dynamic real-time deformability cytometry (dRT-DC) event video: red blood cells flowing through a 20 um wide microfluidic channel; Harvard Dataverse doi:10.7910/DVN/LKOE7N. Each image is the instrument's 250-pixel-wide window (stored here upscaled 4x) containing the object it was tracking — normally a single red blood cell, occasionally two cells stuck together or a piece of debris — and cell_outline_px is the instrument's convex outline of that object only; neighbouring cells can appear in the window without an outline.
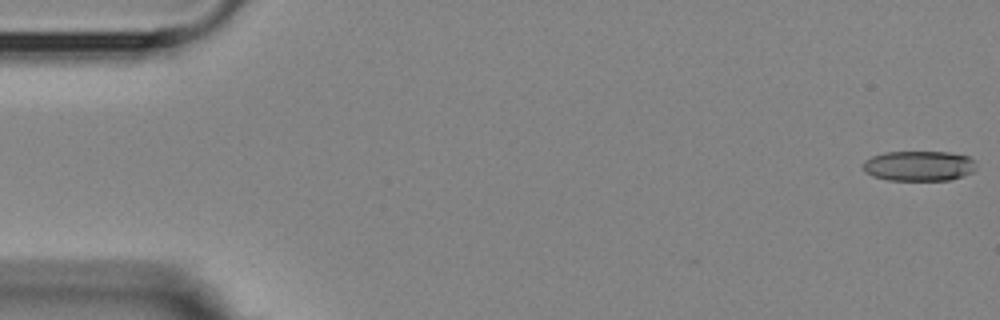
{"species": "Egyptian fruit bat (a non-hibernating species)", "species_latin": "Rousettus aegyptiacus", "temperature_condition": "room temperature", "stored_images_in_passage": 5, "camera_frame_rate_fps": 3000, "um_per_image_px": 0.085, "animal": {"sex": "female"}, "frame": {"image": 1, "passage_image": 1, "time_ms": 0.0, "image_size_px": [1000, 320], "cell_outline_px": [[976, 168], [972, 172], [964, 176], [948, 180], [888, 180], [872, 176], [864, 168], [864, 160], [872, 156], [884, 152], [948, 152], [968, 156], [976, 164]], "centroid_in_image_um": [78.12, 14.1], "position_along_channel_um": 6.9, "area_um2": 19.83}}